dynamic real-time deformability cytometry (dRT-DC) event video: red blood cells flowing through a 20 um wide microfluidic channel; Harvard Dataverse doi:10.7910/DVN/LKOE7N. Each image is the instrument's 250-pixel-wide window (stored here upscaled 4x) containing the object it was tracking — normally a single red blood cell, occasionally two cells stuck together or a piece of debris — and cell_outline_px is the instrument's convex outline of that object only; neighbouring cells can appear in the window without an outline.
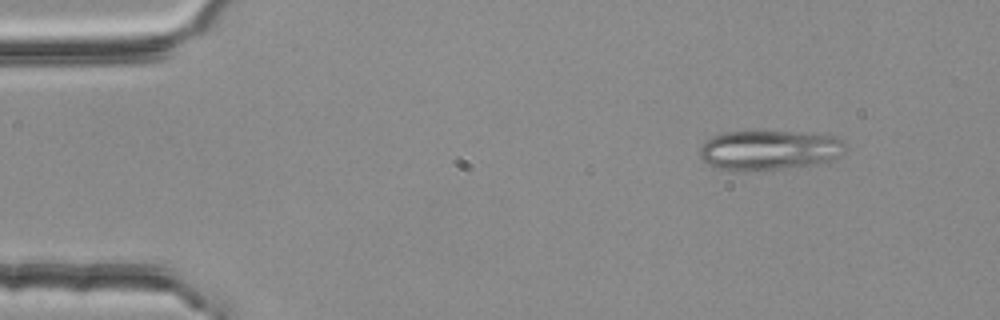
{"species": "common noctule bat (a hibernating species)", "species_latin": "Nyctalus noctula", "temperature_condition": "room temperature", "stored_images_in_passage": 50, "camera_frame_rate_fps": 3000, "um_per_image_px": 0.085, "animal": {"sex": "female", "body_mass_g": 25.1}, "frame": {"image": 1, "passage_image": 2, "time_ms": 0.333, "image_size_px": [1000, 320], "cell_outline_px": [[848, 148], [840, 156], [832, 160], [784, 168], [732, 172], [704, 164], [700, 156], [700, 148], [712, 136], [724, 132], [792, 132], [836, 136], [844, 140]], "centroid_in_image_um": [65.37, 12.77], "position_along_channel_um": 19.6, "area_um2": 33.76}}
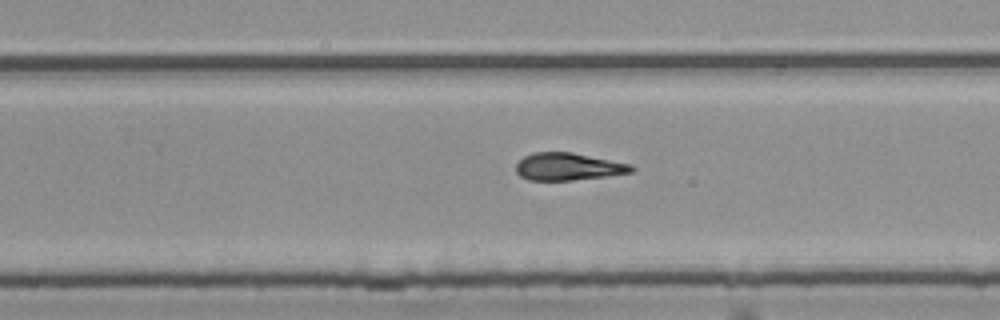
{"frame": {"image": 2, "passage_image": 30, "time_ms": 9.667, "image_size_px": [1000, 320], "cell_outline_px": [[636, 168], [632, 172], [608, 176], [572, 180], [528, 180], [520, 176], [516, 172], [516, 164], [524, 156], [532, 152], [572, 152], [632, 164]], "centroid_in_image_um": [48.3, 14.16], "position_along_channel_um": 281.5, "area_um2": 18.55}}
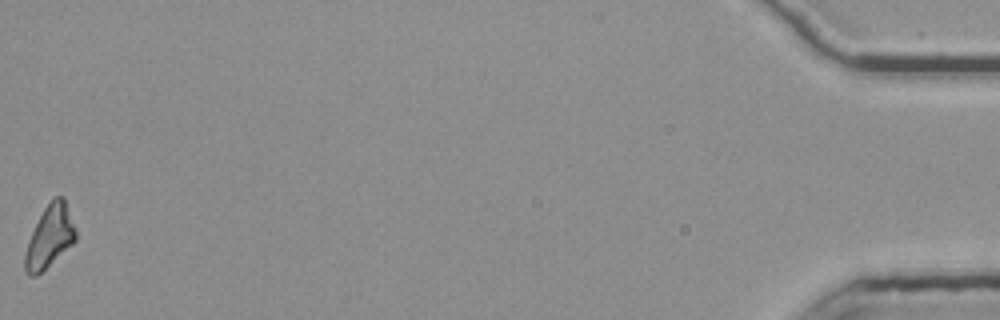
{"frame": {"image": 3, "passage_image": 50, "time_ms": 16.333, "image_size_px": [1000, 320], "cell_outline_px": [[76, 240], [72, 244], [36, 276], [32, 276], [24, 272], [24, 256], [28, 240], [44, 208], [56, 196], [64, 196], [76, 228]], "centroid_in_image_um": [4.22, 20.11], "position_along_channel_um": 431.0, "area_um2": 18.15}, "authors_computed_cell_mechanics": {"area_um2": 18.9006, "velocity_mm_per_s": 3.7734, "shape_relaxation_time_tau1_ms": 7.6457, "shape_relaxation_time_tau2_ms": 4.9236, "deformation_change_tau1": 0.1852, "deformation_change_tau2": 0.1594}}